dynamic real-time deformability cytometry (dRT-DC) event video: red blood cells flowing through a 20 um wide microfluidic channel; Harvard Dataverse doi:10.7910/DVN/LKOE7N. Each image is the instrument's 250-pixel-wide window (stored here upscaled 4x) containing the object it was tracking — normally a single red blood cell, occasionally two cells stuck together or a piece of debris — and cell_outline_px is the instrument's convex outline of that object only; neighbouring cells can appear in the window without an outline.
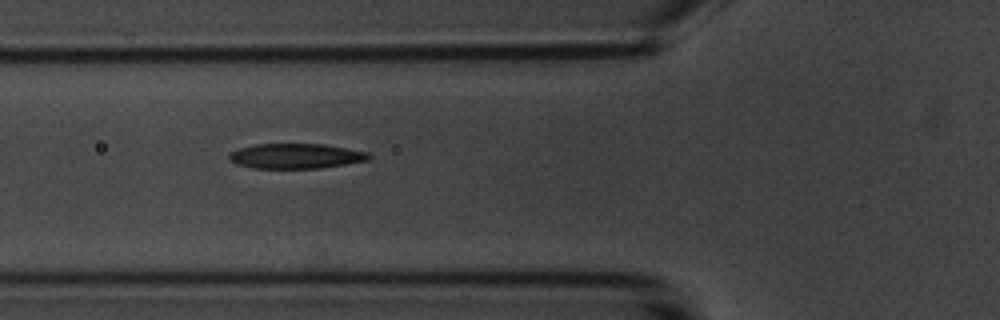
{"species": "common noctule bat (a hibernating species)", "species_latin": "Nyctalus noctula", "temperature_condition": "room temperature", "stored_images_in_passage": 10, "camera_frame_rate_fps": 3000, "um_per_image_px": 0.085, "animal": {"sex": "male", "body_mass_g": 20.1, "forearm_length_mm": 53.5}, "frame": {"image": 1, "passage_image": 2, "time_ms": 1.0, "image_size_px": [1000, 320], "cell_outline_px": [[372, 156], [368, 160], [320, 168], [252, 168], [236, 164], [228, 160], [228, 156], [232, 152], [240, 148], [256, 144], [324, 144], [368, 152]], "centroid_in_image_um": [25.13, 13.26], "position_along_channel_um": 100.7, "area_um2": 20.29}}
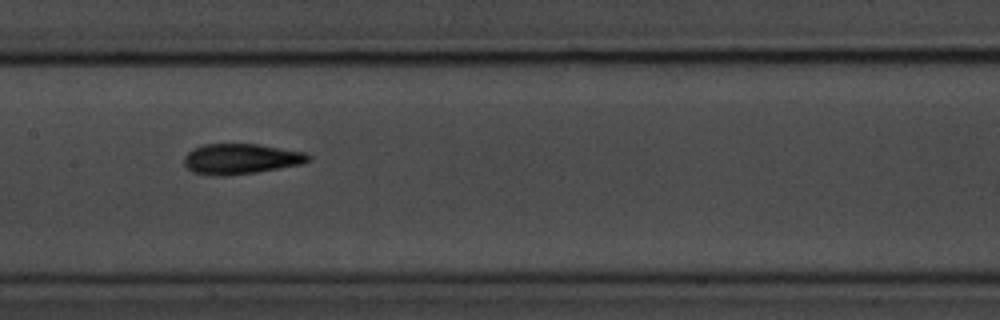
{"frame": {"image": 2, "passage_image": 4, "time_ms": 3.333, "image_size_px": [1000, 320], "cell_outline_px": [[312, 160], [304, 164], [256, 172], [224, 176], [212, 176], [192, 172], [184, 164], [184, 156], [192, 148], [204, 144], [256, 144], [304, 152], [312, 156]], "centroid_in_image_um": [20.47, 13.51], "position_along_channel_um": 186.9, "area_um2": 22.2}, "authors_computed_cell_mechanics": {"area_um2": 20.9525, "velocity_mm_per_s": 3.6714, "shape_relaxation_time_tau1_ms": 3.1837, "shape_relaxation_time_tau2_ms": 1.3755, "deformation_change_tau1": 0.1487, "deformation_change_tau2": 0.0919}}